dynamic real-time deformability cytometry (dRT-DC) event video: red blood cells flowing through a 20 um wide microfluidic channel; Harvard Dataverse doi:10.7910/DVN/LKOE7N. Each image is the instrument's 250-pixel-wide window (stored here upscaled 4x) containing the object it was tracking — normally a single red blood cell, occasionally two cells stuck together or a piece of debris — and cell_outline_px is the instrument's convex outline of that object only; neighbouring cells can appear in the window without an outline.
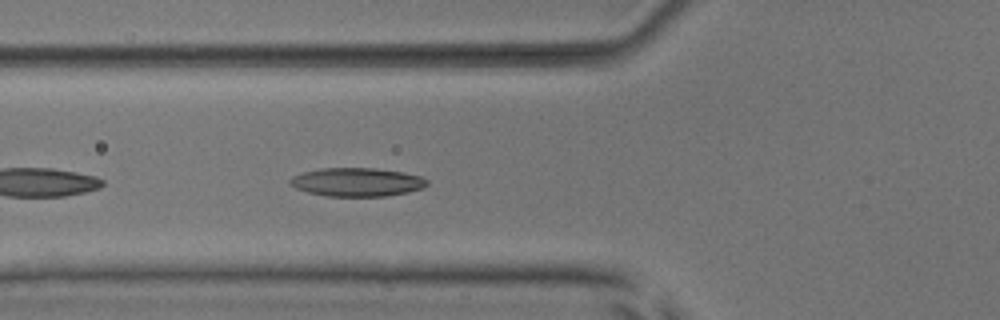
{"species": "common noctule bat (a hibernating species)", "species_latin": "Nyctalus noctula", "temperature_condition": "room temperature", "stored_images_in_passage": 29, "camera_frame_rate_fps": 3000, "um_per_image_px": 0.085, "animal": {"sex": "male", "body_mass_g": 17.9, "forearm_length_mm": 54.2}, "frame": {"image": 1, "passage_image": 5, "time_ms": 1.333, "image_size_px": [1000, 320], "cell_outline_px": [[428, 184], [424, 188], [408, 192], [384, 196], [324, 196], [308, 192], [296, 188], [288, 184], [288, 180], [292, 176], [304, 172], [320, 168], [372, 168], [404, 172], [420, 176], [428, 180]], "centroid_in_image_um": [30.33, 15.48], "position_along_channel_um": 95.5, "area_um2": 22.89}}
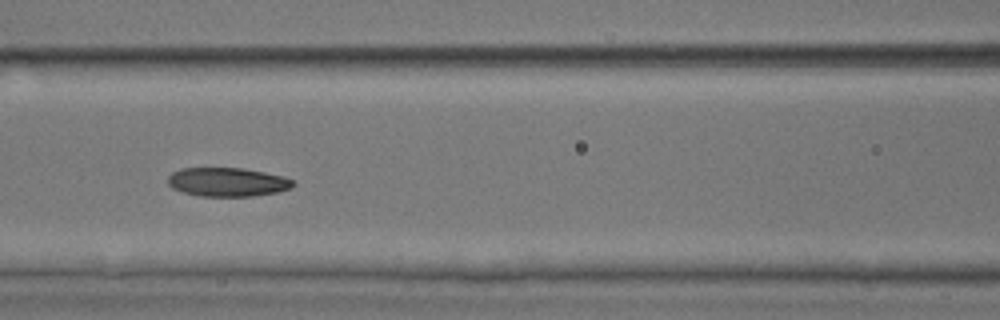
{"frame": {"image": 2, "passage_image": 9, "time_ms": 2.667, "image_size_px": [1000, 320], "cell_outline_px": [[296, 184], [292, 188], [276, 192], [252, 196], [200, 196], [184, 192], [172, 188], [168, 184], [168, 176], [172, 172], [180, 168], [244, 168], [284, 176], [292, 180]], "centroid_in_image_um": [19.33, 15.46], "position_along_channel_um": 147.3, "area_um2": 21.1}, "authors_computed_cell_mechanics": {"area_um2": 21.386, "velocity_mm_per_s": 3.8805, "shape_relaxation_time_tau1_ms": 3.894, "shape_relaxation_time_tau2_ms": 3.133, "deformation_change_tau1": 0.1228, "deformation_change_tau2": 0.0985}}